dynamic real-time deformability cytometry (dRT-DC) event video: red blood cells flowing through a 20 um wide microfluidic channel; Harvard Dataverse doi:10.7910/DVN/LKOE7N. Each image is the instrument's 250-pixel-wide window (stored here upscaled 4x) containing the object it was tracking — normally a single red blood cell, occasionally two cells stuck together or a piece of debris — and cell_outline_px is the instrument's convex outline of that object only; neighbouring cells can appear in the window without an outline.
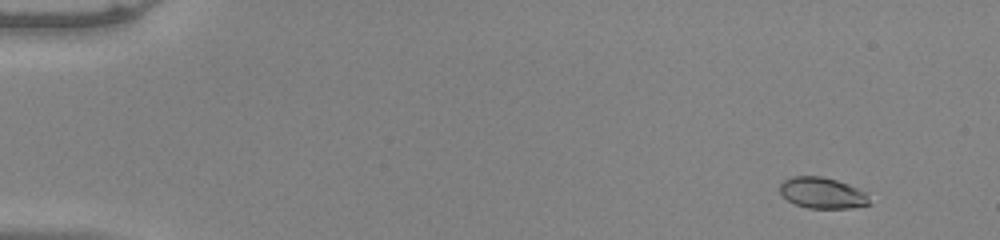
{"species": "common noctule bat (a hibernating species)", "species_latin": "Nyctalus noctula", "temperature_condition": "warm", "stored_images_in_passage": 53, "camera_frame_rate_fps": 3000, "um_per_image_px": 0.085, "animal": {"sex": "male", "body_mass_g": 20.0, "forearm_length_mm": 53.3}, "frame": {"image": 1, "passage_image": 5, "time_ms": 1.333, "image_size_px": [1000, 240], "cell_outline_px": [[872, 204], [852, 208], [808, 208], [796, 204], [788, 200], [780, 192], [780, 184], [784, 180], [792, 176], [820, 176], [836, 180], [848, 184], [868, 192]], "centroid_in_image_um": [69.96, 16.4], "position_along_channel_um": 15.0, "area_um2": 16.36}}
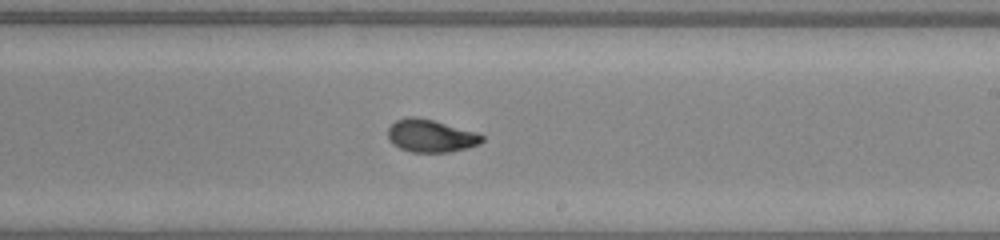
{"frame": {"image": 2, "passage_image": 33, "time_ms": 10.667, "image_size_px": [1000, 240], "cell_outline_px": [[484, 140], [480, 144], [468, 148], [448, 152], [412, 152], [400, 148], [392, 144], [388, 140], [388, 128], [396, 120], [408, 116], [416, 116], [432, 120], [476, 132], [484, 136]], "centroid_in_image_um": [36.61, 11.55], "position_along_channel_um": 252.4, "area_um2": 17.98}}
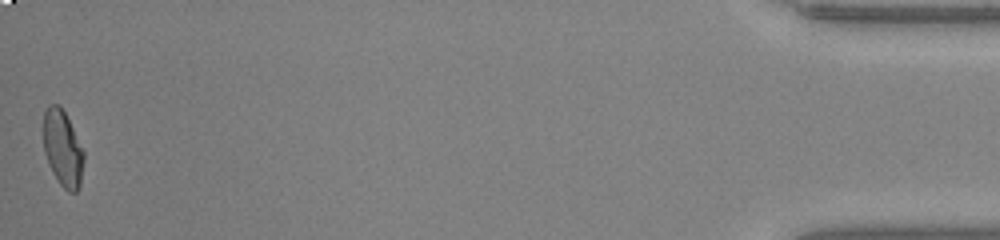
{"frame": {"image": 3, "passage_image": 53, "time_ms": 17.333, "image_size_px": [1000, 240], "cell_outline_px": [[84, 160], [80, 188], [76, 192], [68, 192], [60, 184], [52, 172], [44, 152], [44, 112], [48, 104], [60, 104], [84, 152]], "centroid_in_image_um": [5.33, 12.64], "position_along_channel_um": 429.9, "area_um2": 17.8}, "authors_computed_cell_mechanics": {"area_um2": 17.8602, "velocity_mm_per_s": 4.007, "shape_relaxation_time_tau1_ms": 7.4237, "shape_relaxation_time_tau2_ms": 0.9765, "deformation_change_tau1": 0.2726, "deformation_change_tau2": 0.0538}}